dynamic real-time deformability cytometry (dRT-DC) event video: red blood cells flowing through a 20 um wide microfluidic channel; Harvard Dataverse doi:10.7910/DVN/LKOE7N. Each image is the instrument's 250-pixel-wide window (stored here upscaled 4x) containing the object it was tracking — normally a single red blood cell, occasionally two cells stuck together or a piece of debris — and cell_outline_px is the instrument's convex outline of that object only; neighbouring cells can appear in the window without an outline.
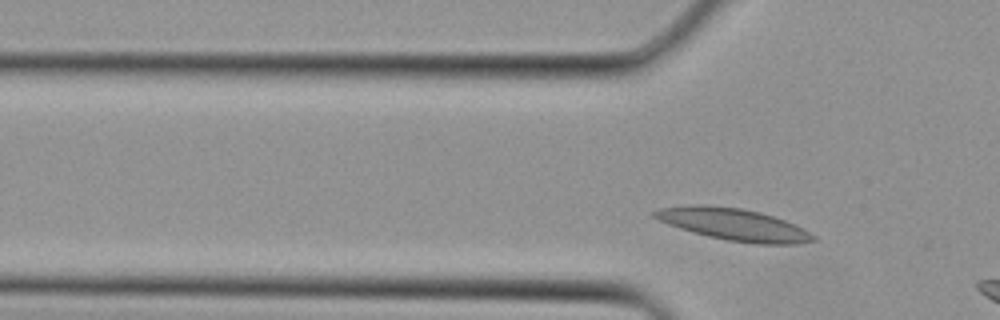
{"species": "Egyptian fruit bat (a non-hibernating species)", "species_latin": "Rousettus aegyptiacus", "temperature_condition": "cold", "stored_images_in_passage": 4, "segment_of_instrument_passage": [1, 2], "camera_frame_rate_fps": 3000, "um_per_image_px": 0.085, "animal": {"sex": "female"}, "frame": {"image": 1, "passage_image": 3, "time_ms": 0.667, "image_size_px": [1000, 320], "cell_outline_px": [[816, 240], [800, 244], [756, 244], [728, 240], [708, 236], [692, 232], [656, 220], [652, 216], [652, 212], [660, 208], [688, 204], [704, 204], [740, 208], [772, 216], [784, 220], [816, 236]], "centroid_in_image_um": [62.3, 19.07], "position_along_channel_um": 63.5, "area_um2": 29.42}}